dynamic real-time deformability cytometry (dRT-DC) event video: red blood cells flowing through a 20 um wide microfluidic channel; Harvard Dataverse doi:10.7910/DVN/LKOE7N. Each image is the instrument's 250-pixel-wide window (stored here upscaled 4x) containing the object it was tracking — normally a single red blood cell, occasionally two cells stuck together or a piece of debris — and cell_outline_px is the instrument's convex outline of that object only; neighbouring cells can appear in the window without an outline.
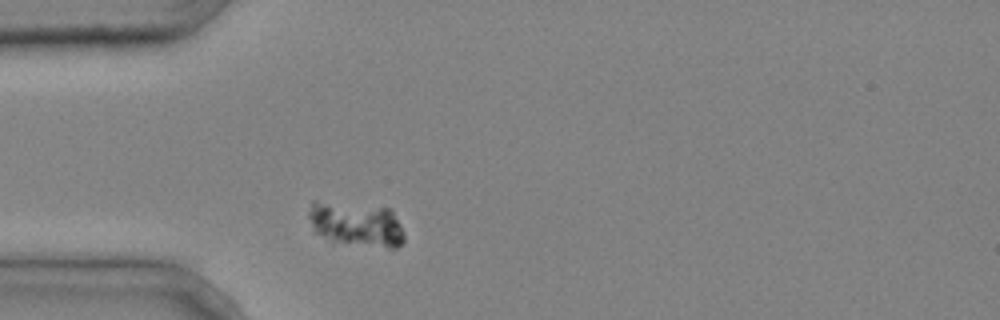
{"species": "common noctule bat (a hibernating species)", "species_latin": "Nyctalus noctula", "temperature_condition": "cold", "stored_images_in_passage": 2, "camera_frame_rate_fps": 3000, "um_per_image_px": 0.085, "animal": {"sex": "male", "body_mass_g": 20.4}, "frame": {"image": 1, "passage_image": 2, "time_ms": 0.333, "image_size_px": [1000, 320], "cell_outline_px": [[404, 240], [396, 248], [388, 248], [332, 244], [312, 232], [308, 216], [308, 212], [312, 200], [316, 200], [392, 208], [400, 224], [404, 236]], "centroid_in_image_um": [30.21, 19.09], "position_along_channel_um": 54.8, "area_um2": 25.95}}